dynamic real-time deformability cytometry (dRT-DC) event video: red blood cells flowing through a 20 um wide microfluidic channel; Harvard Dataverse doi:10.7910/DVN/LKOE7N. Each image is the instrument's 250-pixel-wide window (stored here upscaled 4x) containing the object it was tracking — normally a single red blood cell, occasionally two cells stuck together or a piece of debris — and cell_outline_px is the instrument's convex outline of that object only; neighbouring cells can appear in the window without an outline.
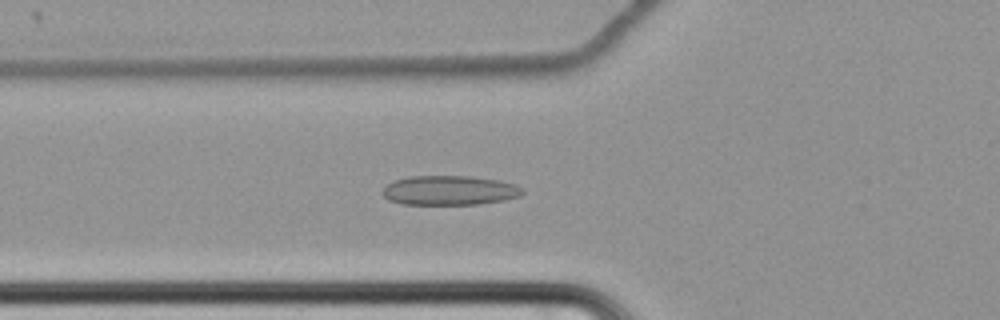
{"species": "common noctule bat (a hibernating species)", "species_latin": "Nyctalus noctula", "temperature_condition": "cold", "stored_images_in_passage": 66, "camera_frame_rate_fps": 3000, "um_per_image_px": 0.085, "animal": {"sex": "female", "body_mass_g": 22.7, "forearm_length_mm": 54.2}, "frame": {"image": 1, "passage_image": 28, "time_ms": 9.0, "image_size_px": [1000, 320], "cell_outline_px": [[524, 192], [520, 196], [504, 200], [476, 204], [400, 204], [388, 200], [380, 192], [388, 184], [396, 180], [408, 176], [468, 176], [500, 180], [516, 184], [524, 188]], "centroid_in_image_um": [38.22, 16.18], "position_along_channel_um": 87.6, "area_um2": 24.16}}
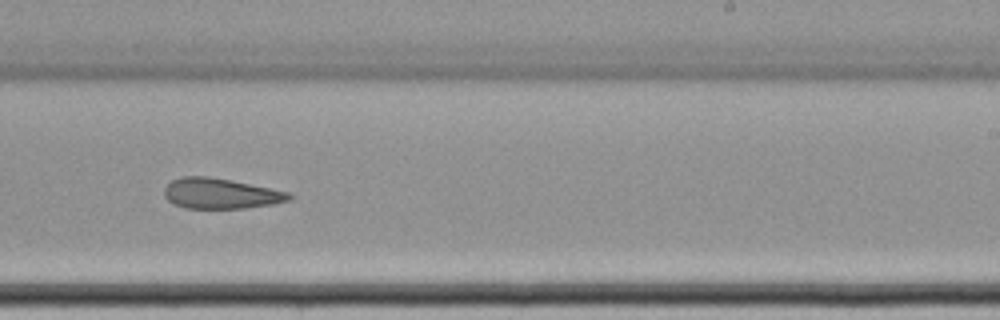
{"frame": {"image": 2, "passage_image": 44, "time_ms": 14.333, "image_size_px": [1000, 320], "cell_outline_px": [[292, 200], [272, 204], [244, 208], [184, 208], [168, 200], [164, 196], [164, 188], [172, 180], [184, 176], [208, 176], [288, 192], [292, 196]], "centroid_in_image_um": [18.72, 16.45], "position_along_channel_um": 270.3, "area_um2": 21.79}}
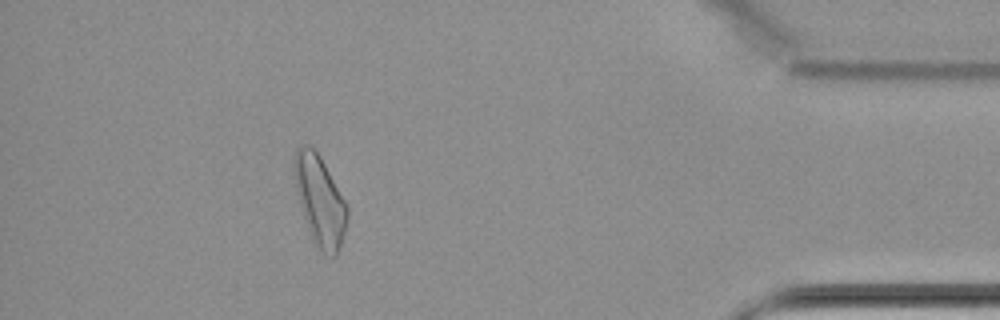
{"frame": {"image": 3, "passage_image": 60, "time_ms": 19.667, "image_size_px": [1000, 320], "cell_outline_px": [[348, 216], [344, 232], [336, 256], [332, 256], [316, 248], [312, 240], [304, 216], [296, 188], [292, 168], [292, 156], [296, 148], [300, 144], [308, 144], [320, 156], [344, 200], [348, 208]], "centroid_in_image_um": [27.15, 16.99], "position_along_channel_um": 408.1, "area_um2": 27.46}, "authors_computed_cell_mechanics": {"area_um2": 24.7673, "velocity_mm_per_s": 3.4298, "shape_relaxation_time_tau1_ms": null, "shape_relaxation_time_tau2_ms": 8.4638, "deformation_change_tau1": null, "deformation_change_tau2": 0.1765}}